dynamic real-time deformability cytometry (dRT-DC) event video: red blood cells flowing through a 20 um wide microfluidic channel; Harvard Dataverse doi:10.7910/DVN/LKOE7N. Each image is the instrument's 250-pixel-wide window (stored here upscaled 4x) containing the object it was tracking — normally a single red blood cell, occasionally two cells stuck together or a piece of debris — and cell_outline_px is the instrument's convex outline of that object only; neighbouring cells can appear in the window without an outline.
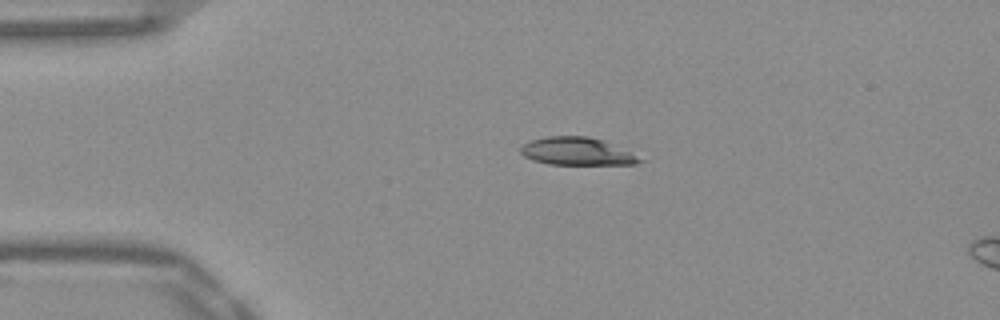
{"species": "Egyptian fruit bat (a non-hibernating species)", "species_latin": "Rousettus aegyptiacus", "temperature_condition": "warm", "stored_images_in_passage": 42, "camera_frame_rate_fps": 3000, "um_per_image_px": 0.085, "frame": {"image": 1, "passage_image": 1, "time_ms": 0.0, "image_size_px": [1000, 320], "cell_outline_px": [[644, 160], [636, 164], [548, 164], [532, 160], [524, 156], [520, 152], [520, 148], [524, 144], [532, 140], [548, 136], [584, 136], [600, 140], [628, 152]], "centroid_in_image_um": [48.96, 12.87], "position_along_channel_um": 36.0, "area_um2": 18.67}}
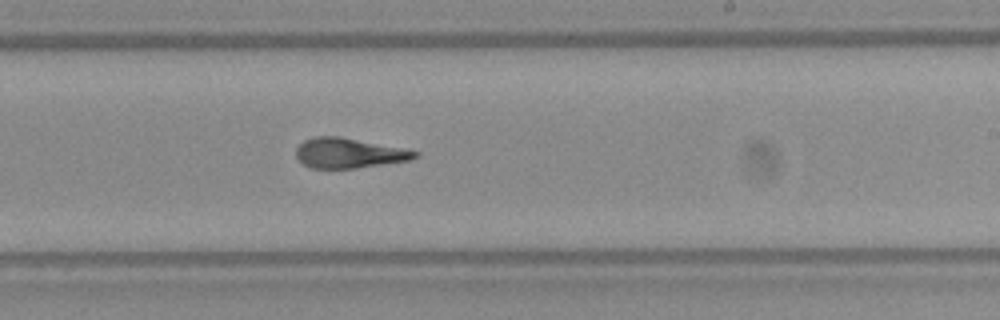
{"frame": {"image": 2, "passage_image": 21, "time_ms": 6.667, "image_size_px": [1000, 320], "cell_outline_px": [[420, 156], [408, 160], [356, 168], [312, 168], [304, 164], [296, 156], [296, 148], [304, 140], [316, 136], [340, 136], [404, 148], [420, 152]], "centroid_in_image_um": [29.67, 13.0], "position_along_channel_um": 259.3, "area_um2": 20.69}}
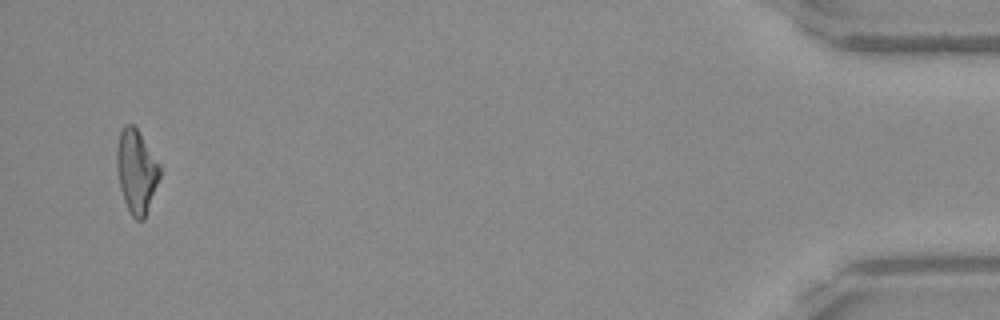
{"frame": {"image": 3, "passage_image": 40, "time_ms": 13.0, "image_size_px": [1000, 320], "cell_outline_px": [[160, 176], [144, 220], [136, 220], [132, 216], [124, 200], [120, 188], [116, 168], [116, 148], [120, 132], [124, 124], [132, 124], [136, 128], [160, 164]], "centroid_in_image_um": [11.58, 14.55], "position_along_channel_um": 423.6, "area_um2": 20.81}, "authors_computed_cell_mechanics": {"area_um2": 21.4438, "velocity_mm_per_s": 3.913, "shape_relaxation_time_tau1_ms": null, "shape_relaxation_time_tau2_ms": 1.9503, "deformation_change_tau1": null, "deformation_change_tau2": 0.1051}}